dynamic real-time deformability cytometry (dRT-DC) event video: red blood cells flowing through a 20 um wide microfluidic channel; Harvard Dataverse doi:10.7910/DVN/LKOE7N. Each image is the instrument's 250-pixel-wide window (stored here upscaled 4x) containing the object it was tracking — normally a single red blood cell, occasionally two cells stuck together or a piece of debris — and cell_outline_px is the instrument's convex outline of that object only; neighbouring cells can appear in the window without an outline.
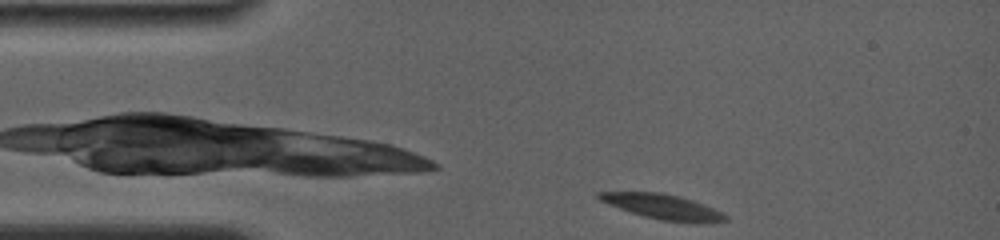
{"species": "common noctule bat (a hibernating species)", "species_latin": "Nyctalus noctula", "temperature_condition": "room temperature", "stored_images_in_passage": 13, "camera_frame_rate_fps": 4000, "um_per_image_px": 0.085, "animal": {"sex": "female", "body_mass_g": 19.0, "forearm_length_mm": 56.7}, "frame": {"image": 1, "passage_image": 1, "time_ms": 0.0, "image_size_px": [1000, 240], "cell_outline_px": [[728, 220], [660, 220], [644, 216], [620, 208], [600, 200], [596, 196], [596, 192], [660, 192], [692, 200], [704, 204], [728, 216]], "centroid_in_image_um": [56.21, 17.52], "position_along_channel_um": 28.8, "area_um2": 17.22}}
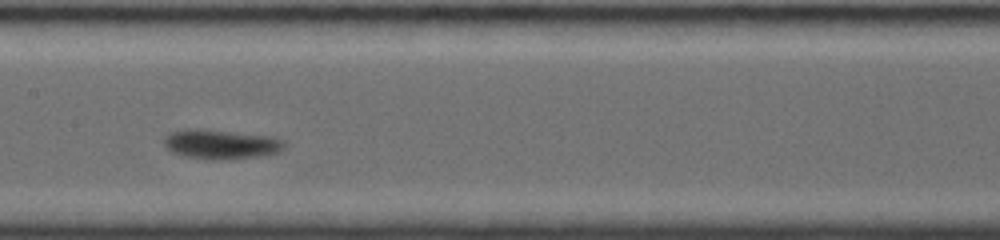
{"frame": {"image": 2, "passage_image": 6, "time_ms": 5.75, "image_size_px": [1000, 240], "cell_outline_px": [[284, 148], [276, 152], [256, 156], [216, 160], [212, 160], [184, 156], [172, 152], [164, 144], [164, 140], [172, 132], [188, 128], [200, 128], [268, 136], [280, 140], [284, 144]], "centroid_in_image_um": [18.72, 12.25], "position_along_channel_um": 188.7, "area_um2": 20.17}}
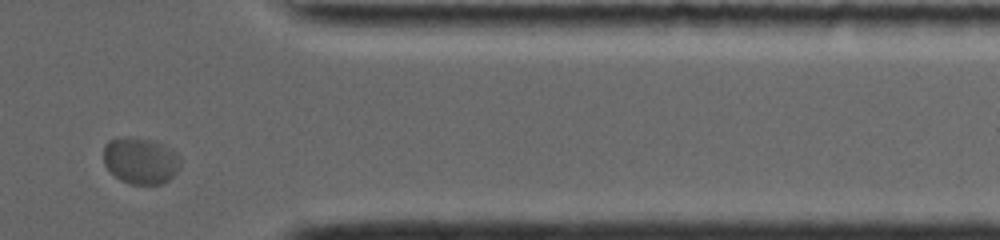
{"frame": {"image": 3, "passage_image": 11, "time_ms": 11.75, "image_size_px": [1000, 240], "cell_outline_px": [[180, 168], [168, 180], [160, 184], [128, 184], [120, 180], [104, 164], [104, 144], [108, 140], [132, 136], [152, 140], [164, 144], [176, 152], [180, 156]], "centroid_in_image_um": [11.96, 13.64], "position_along_channel_um": 399.4, "area_um2": 20.98}, "authors_computed_cell_mechanics": {"area_um2": 19.363, "velocity_mm_per_s": 3.5798, "shape_relaxation_time_tau1_ms": 3.4569, "shape_relaxation_time_tau2_ms": null, "deformation_change_tau1": 0.1009, "deformation_change_tau2": null}}